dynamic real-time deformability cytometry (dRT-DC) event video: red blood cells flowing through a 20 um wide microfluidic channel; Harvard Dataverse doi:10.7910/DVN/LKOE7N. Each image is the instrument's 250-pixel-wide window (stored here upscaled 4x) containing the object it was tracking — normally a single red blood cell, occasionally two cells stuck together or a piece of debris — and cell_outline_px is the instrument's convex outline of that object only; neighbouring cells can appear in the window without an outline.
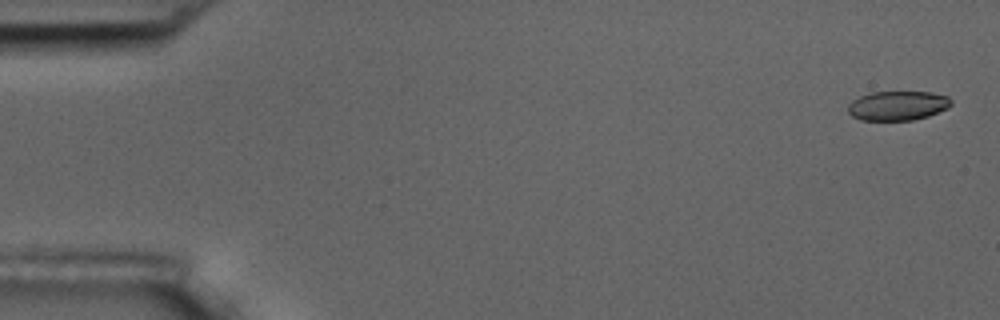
{"species": "common noctule bat (a hibernating species)", "species_latin": "Nyctalus noctula", "temperature_condition": "room temperature", "stored_images_in_passage": 5, "camera_frame_rate_fps": 3000, "um_per_image_px": 0.085, "animal": {"sex": "male", "body_mass_g": 17.5, "forearm_length_mm": 52.3}, "frame": {"image": 1, "passage_image": 1, "time_ms": 0.0, "image_size_px": [1000, 320], "cell_outline_px": [[952, 104], [948, 108], [928, 116], [912, 120], [860, 120], [852, 116], [848, 112], [848, 104], [852, 100], [860, 96], [872, 92], [928, 92], [948, 96], [952, 100]], "centroid_in_image_um": [76.3, 8.98], "position_along_channel_um": 8.7, "area_um2": 17.69}}
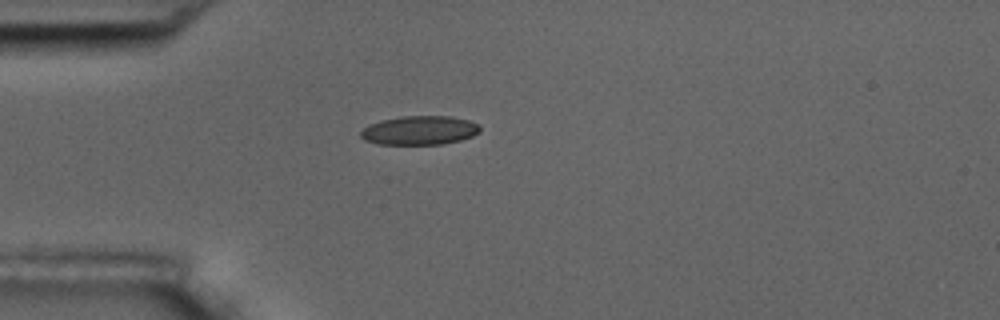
{"frame": {"image": 2, "passage_image": 5, "time_ms": 4.667, "image_size_px": [1000, 320], "cell_outline_px": [[480, 132], [472, 136], [460, 140], [440, 144], [376, 144], [364, 140], [360, 136], [360, 132], [368, 124], [380, 120], [400, 116], [452, 116], [468, 120], [480, 124]], "centroid_in_image_um": [35.65, 11.07], "position_along_channel_um": 49.4, "area_um2": 20.29}}